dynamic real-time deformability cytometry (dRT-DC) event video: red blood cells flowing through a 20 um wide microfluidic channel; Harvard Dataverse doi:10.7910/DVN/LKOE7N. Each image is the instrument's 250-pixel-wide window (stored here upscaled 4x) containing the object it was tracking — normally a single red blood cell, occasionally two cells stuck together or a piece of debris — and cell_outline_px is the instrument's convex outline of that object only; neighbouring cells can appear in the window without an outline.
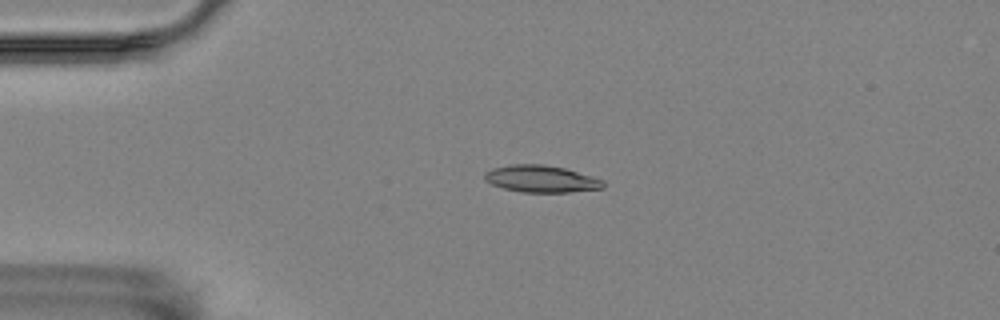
{"species": "Egyptian fruit bat (a non-hibernating species)", "species_latin": "Rousettus aegyptiacus", "temperature_condition": "room temperature", "stored_images_in_passage": 5, "camera_frame_rate_fps": 3000, "um_per_image_px": 0.085, "animal": {"sex": "female"}, "frame": {"image": 1, "passage_image": 4, "time_ms": 1.0, "image_size_px": [1000, 320], "cell_outline_px": [[604, 188], [568, 192], [520, 192], [504, 188], [492, 184], [484, 180], [484, 172], [492, 168], [512, 164], [544, 164], [564, 168], [592, 176], [604, 180]], "centroid_in_image_um": [45.98, 15.2], "position_along_channel_um": 39.0, "area_um2": 18.67}}